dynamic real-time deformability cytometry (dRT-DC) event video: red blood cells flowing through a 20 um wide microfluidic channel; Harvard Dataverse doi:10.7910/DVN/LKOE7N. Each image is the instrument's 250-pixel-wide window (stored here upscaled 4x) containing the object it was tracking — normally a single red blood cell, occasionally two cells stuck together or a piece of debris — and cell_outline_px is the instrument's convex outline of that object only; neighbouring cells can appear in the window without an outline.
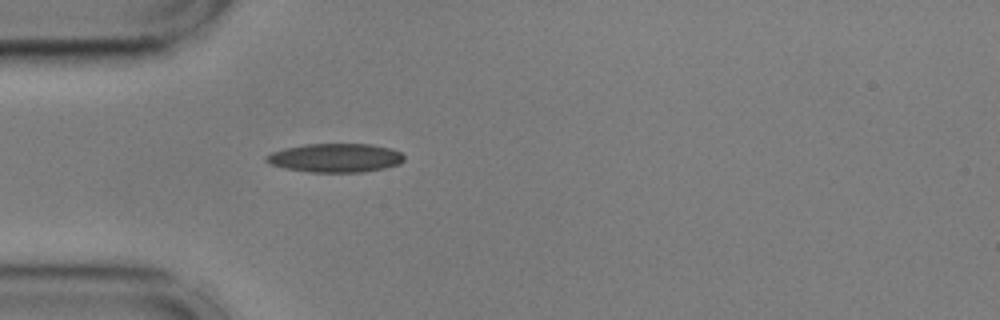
{"species": "common noctule bat (a hibernating species)", "species_latin": "Nyctalus noctula", "temperature_condition": "cold", "stored_images_in_passage": 8, "camera_frame_rate_fps": 3000, "um_per_image_px": 0.085, "animal": {"sex": "male", "body_mass_g": 17.9, "forearm_length_mm": 54.2}, "frame": {"image": 1, "passage_image": 1, "time_ms": 0.0, "image_size_px": [1000, 320], "cell_outline_px": [[404, 160], [400, 164], [384, 168], [364, 172], [312, 172], [284, 168], [272, 164], [264, 160], [264, 156], [272, 152], [284, 148], [304, 144], [372, 144], [392, 148], [400, 152], [404, 156]], "centroid_in_image_um": [28.52, 13.41], "position_along_channel_um": 56.5, "area_um2": 23.24}}